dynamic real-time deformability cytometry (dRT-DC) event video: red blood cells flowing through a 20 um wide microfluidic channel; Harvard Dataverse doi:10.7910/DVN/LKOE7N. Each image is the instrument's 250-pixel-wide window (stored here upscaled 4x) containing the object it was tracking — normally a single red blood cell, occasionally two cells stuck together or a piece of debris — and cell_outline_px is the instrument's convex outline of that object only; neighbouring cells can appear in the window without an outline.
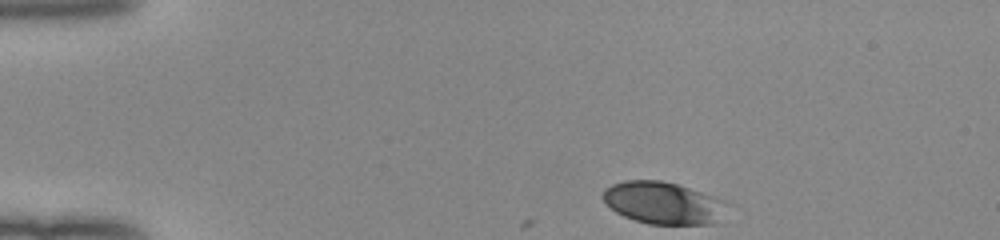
{"species": "human", "species_latin": "Homo sapiens", "temperature_condition": "room temperature", "stored_images_in_passage": 37, "camera_frame_rate_fps": 3000, "um_per_image_px": 0.085, "donor": {"sex": "female"}, "frame": {"image": 1, "passage_image": 1, "time_ms": 0.0, "image_size_px": [1000, 240], "cell_outline_px": [[728, 200], [716, 224], [648, 224], [624, 216], [616, 212], [600, 196], [604, 188], [612, 184], [624, 180], [660, 180], [676, 184]], "centroid_in_image_um": [56.35, 17.24], "position_along_channel_um": 28.6, "area_um2": 30.46}}
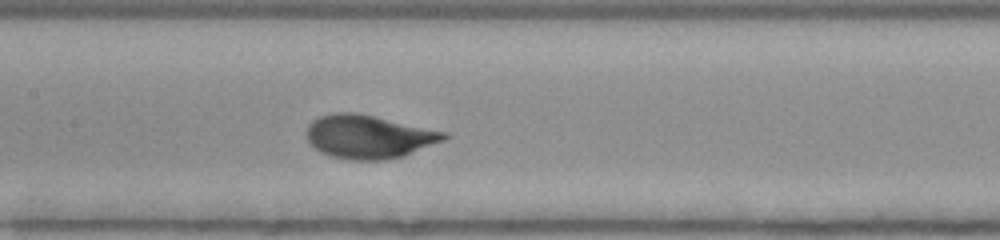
{"frame": {"image": 2, "passage_image": 18, "time_ms": 5.667, "image_size_px": [1000, 240], "cell_outline_px": [[448, 136], [444, 140], [404, 156], [388, 160], [348, 160], [328, 156], [320, 152], [308, 140], [308, 124], [312, 120], [320, 116], [336, 112], [352, 112], [372, 116], [448, 132]], "centroid_in_image_um": [31.34, 11.63], "position_along_channel_um": 176.1, "area_um2": 34.62}}
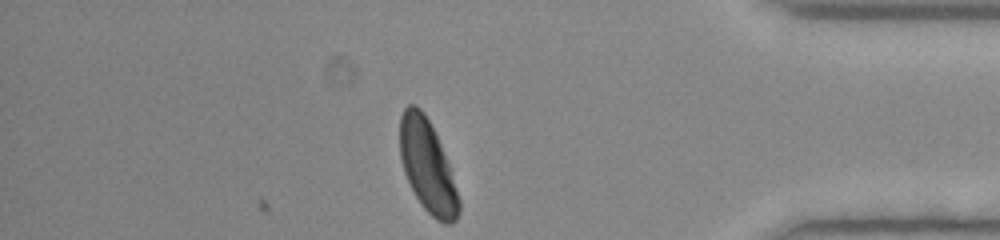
{"frame": {"image": 3, "passage_image": 37, "time_ms": 12.0, "image_size_px": [1000, 240], "cell_outline_px": [[460, 212], [456, 220], [452, 224], [444, 224], [436, 220], [420, 204], [404, 172], [400, 156], [400, 116], [404, 108], [408, 104], [416, 104], [424, 112], [440, 144], [448, 164], [460, 200]], "centroid_in_image_um": [36.33, 14.15], "position_along_channel_um": 398.9, "area_um2": 31.39}, "authors_computed_cell_mechanics": {"area_um2": 33.9286, "velocity_mm_per_s": 3.9704, "shape_relaxation_time_tau1_ms": 2.4645, "shape_relaxation_time_tau2_ms": null, "deformation_change_tau1": 0.1507, "deformation_change_tau2": null}}